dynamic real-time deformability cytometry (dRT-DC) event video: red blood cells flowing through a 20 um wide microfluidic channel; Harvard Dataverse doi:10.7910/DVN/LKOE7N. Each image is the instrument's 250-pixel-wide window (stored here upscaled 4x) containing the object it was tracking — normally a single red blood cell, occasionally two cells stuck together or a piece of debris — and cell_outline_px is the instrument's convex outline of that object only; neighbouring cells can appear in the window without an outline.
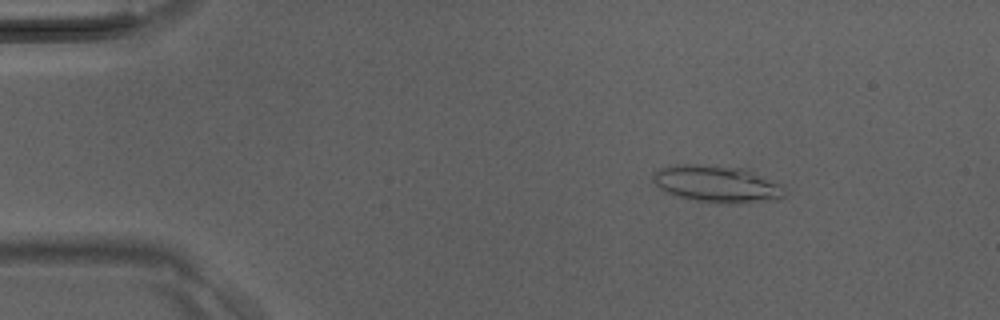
{"species": "Egyptian fruit bat (a non-hibernating species)", "species_latin": "Rousettus aegyptiacus", "temperature_condition": "room temperature", "stored_images_in_passage": 35, "camera_frame_rate_fps": 3000, "um_per_image_px": 0.085, "animal": {"sex": "male"}, "frame": {"image": 1, "passage_image": 1, "time_ms": 0.0, "image_size_px": [1000, 320], "cell_outline_px": [[784, 196], [780, 200], [728, 204], [696, 200], [664, 192], [652, 180], [652, 176], [660, 168], [680, 164], [700, 164], [744, 168], [780, 184], [784, 188]], "centroid_in_image_um": [60.96, 15.64], "position_along_channel_um": 24.0, "area_um2": 28.21}}
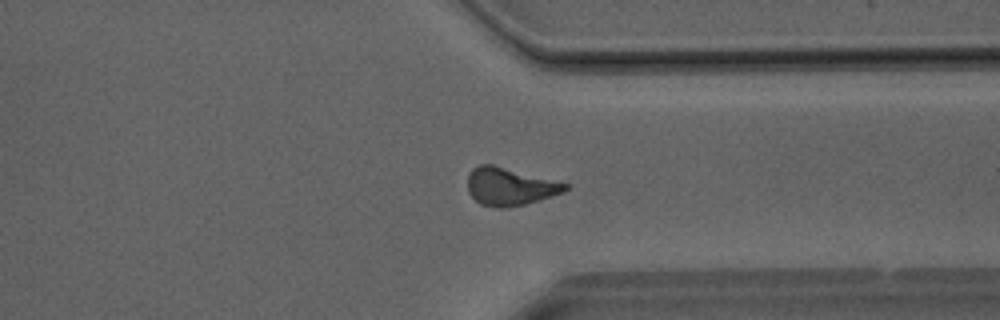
{"frame": {"image": 2, "passage_image": 26, "time_ms": 8.333, "image_size_px": [1000, 320], "cell_outline_px": [[572, 184], [564, 192], [524, 204], [504, 208], [496, 208], [480, 204], [468, 192], [468, 176], [472, 168], [480, 164], [492, 164]], "centroid_in_image_um": [43.34, 15.85], "position_along_channel_um": 368.1, "area_um2": 21.5}}
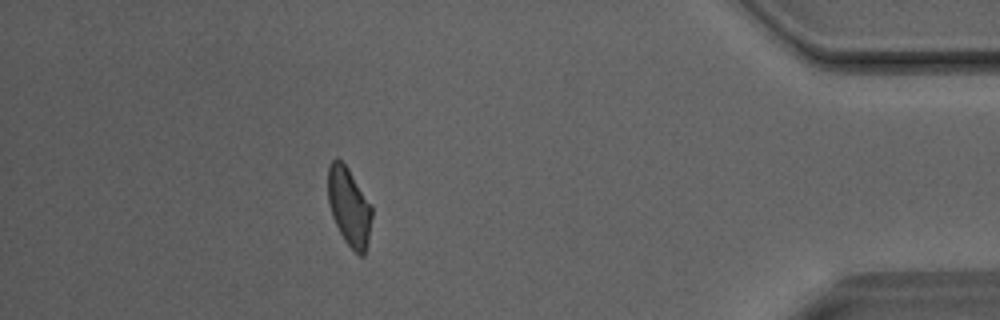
{"frame": {"image": 3, "passage_image": 31, "time_ms": 10.0, "image_size_px": [1000, 320], "cell_outline_px": [[372, 216], [368, 244], [364, 256], [360, 256], [344, 240], [332, 216], [328, 204], [328, 164], [336, 156], [348, 168], [372, 204]], "centroid_in_image_um": [29.68, 17.55], "position_along_channel_um": 405.5, "area_um2": 20.23}}